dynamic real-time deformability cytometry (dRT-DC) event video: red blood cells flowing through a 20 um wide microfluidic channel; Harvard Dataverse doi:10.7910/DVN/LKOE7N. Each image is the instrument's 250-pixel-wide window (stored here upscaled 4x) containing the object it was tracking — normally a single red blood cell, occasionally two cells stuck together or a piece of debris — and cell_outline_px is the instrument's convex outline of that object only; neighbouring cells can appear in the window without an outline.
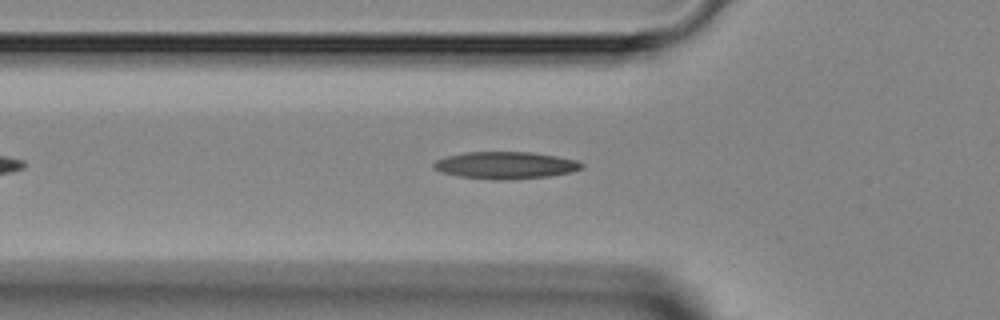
{"species": "Egyptian fruit bat (a non-hibernating species)", "species_latin": "Rousettus aegyptiacus", "temperature_condition": "room temperature", "stored_images_in_passage": 22, "camera_frame_rate_fps": 3000, "um_per_image_px": 0.085, "animal": {"sex": "female"}, "frame": {"image": 1, "passage_image": 9, "time_ms": 2.667, "image_size_px": [1000, 320], "cell_outline_px": [[584, 168], [572, 172], [548, 176], [508, 180], [492, 180], [460, 176], [444, 172], [432, 168], [432, 164], [436, 160], [448, 156], [464, 152], [532, 152], [556, 156], [576, 160], [584, 164]], "centroid_in_image_um": [42.99, 14.05], "position_along_channel_um": 82.8, "area_um2": 23.41}}
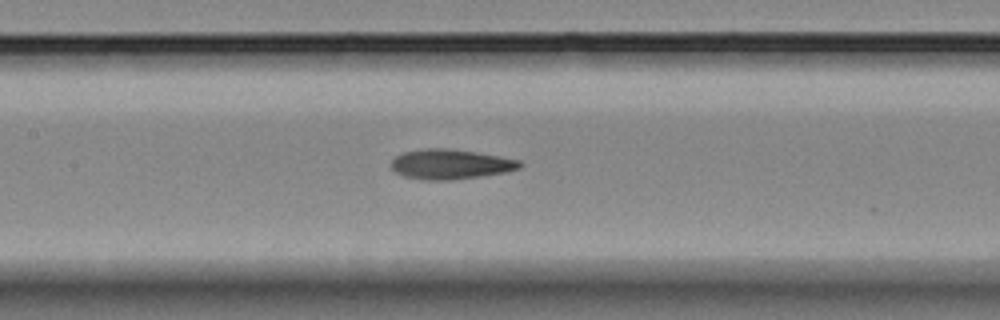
{"frame": {"image": 2, "passage_image": 15, "time_ms": 4.667, "image_size_px": [1000, 320], "cell_outline_px": [[524, 164], [520, 168], [504, 172], [480, 176], [452, 180], [424, 180], [404, 176], [396, 172], [392, 168], [392, 160], [396, 156], [404, 152], [424, 148], [448, 148], [476, 152], [500, 156], [520, 160]], "centroid_in_image_um": [38.31, 13.95], "position_along_channel_um": 169.1, "area_um2": 22.37}}
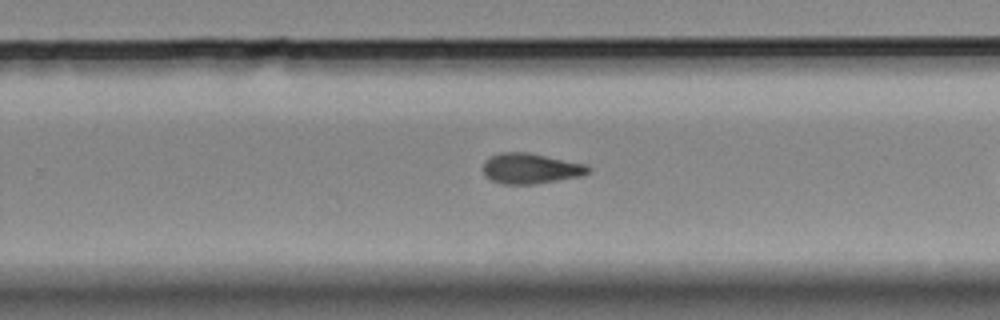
{"frame": {"image": 3, "passage_image": 20, "time_ms": 6.333, "image_size_px": [1000, 320], "cell_outline_px": [[592, 172], [580, 176], [536, 184], [504, 184], [492, 180], [484, 176], [484, 160], [500, 152], [528, 152], [588, 164], [592, 168]], "centroid_in_image_um": [45.15, 14.31], "position_along_channel_um": 284.6, "area_um2": 18.84}}